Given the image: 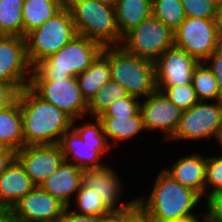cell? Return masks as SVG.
I'll return each mask as SVG.
<instances>
[{
    "label": "cell",
    "instance_id": "obj_23",
    "mask_svg": "<svg viewBox=\"0 0 222 222\" xmlns=\"http://www.w3.org/2000/svg\"><path fill=\"white\" fill-rule=\"evenodd\" d=\"M0 142L9 149L18 151L25 146L22 116L18 99L0 110Z\"/></svg>",
    "mask_w": 222,
    "mask_h": 222
},
{
    "label": "cell",
    "instance_id": "obj_1",
    "mask_svg": "<svg viewBox=\"0 0 222 222\" xmlns=\"http://www.w3.org/2000/svg\"><path fill=\"white\" fill-rule=\"evenodd\" d=\"M18 101L25 146L59 144L72 128L73 120L61 109L39 97L29 86L21 89Z\"/></svg>",
    "mask_w": 222,
    "mask_h": 222
},
{
    "label": "cell",
    "instance_id": "obj_41",
    "mask_svg": "<svg viewBox=\"0 0 222 222\" xmlns=\"http://www.w3.org/2000/svg\"><path fill=\"white\" fill-rule=\"evenodd\" d=\"M16 159V151L4 148L0 152V174Z\"/></svg>",
    "mask_w": 222,
    "mask_h": 222
},
{
    "label": "cell",
    "instance_id": "obj_6",
    "mask_svg": "<svg viewBox=\"0 0 222 222\" xmlns=\"http://www.w3.org/2000/svg\"><path fill=\"white\" fill-rule=\"evenodd\" d=\"M109 66L111 80L120 83L129 95L146 98L157 90L154 64L120 45L109 46Z\"/></svg>",
    "mask_w": 222,
    "mask_h": 222
},
{
    "label": "cell",
    "instance_id": "obj_29",
    "mask_svg": "<svg viewBox=\"0 0 222 222\" xmlns=\"http://www.w3.org/2000/svg\"><path fill=\"white\" fill-rule=\"evenodd\" d=\"M152 15L173 32L186 18L181 0H152Z\"/></svg>",
    "mask_w": 222,
    "mask_h": 222
},
{
    "label": "cell",
    "instance_id": "obj_20",
    "mask_svg": "<svg viewBox=\"0 0 222 222\" xmlns=\"http://www.w3.org/2000/svg\"><path fill=\"white\" fill-rule=\"evenodd\" d=\"M36 185L25 173L24 168L15 159L0 174V205L13 207Z\"/></svg>",
    "mask_w": 222,
    "mask_h": 222
},
{
    "label": "cell",
    "instance_id": "obj_21",
    "mask_svg": "<svg viewBox=\"0 0 222 222\" xmlns=\"http://www.w3.org/2000/svg\"><path fill=\"white\" fill-rule=\"evenodd\" d=\"M79 88L83 98L88 103L95 93L111 80L109 66V46L92 61L90 66L77 76Z\"/></svg>",
    "mask_w": 222,
    "mask_h": 222
},
{
    "label": "cell",
    "instance_id": "obj_45",
    "mask_svg": "<svg viewBox=\"0 0 222 222\" xmlns=\"http://www.w3.org/2000/svg\"><path fill=\"white\" fill-rule=\"evenodd\" d=\"M208 2H212L213 4H215L217 7H221L222 6V0H206Z\"/></svg>",
    "mask_w": 222,
    "mask_h": 222
},
{
    "label": "cell",
    "instance_id": "obj_25",
    "mask_svg": "<svg viewBox=\"0 0 222 222\" xmlns=\"http://www.w3.org/2000/svg\"><path fill=\"white\" fill-rule=\"evenodd\" d=\"M102 123L103 132L107 140L112 139L115 143L134 138L141 131H145L141 112L130 118L97 117Z\"/></svg>",
    "mask_w": 222,
    "mask_h": 222
},
{
    "label": "cell",
    "instance_id": "obj_36",
    "mask_svg": "<svg viewBox=\"0 0 222 222\" xmlns=\"http://www.w3.org/2000/svg\"><path fill=\"white\" fill-rule=\"evenodd\" d=\"M209 62V65L207 64ZM208 68L212 71L222 99V45H220L205 61ZM211 63V64H210Z\"/></svg>",
    "mask_w": 222,
    "mask_h": 222
},
{
    "label": "cell",
    "instance_id": "obj_38",
    "mask_svg": "<svg viewBox=\"0 0 222 222\" xmlns=\"http://www.w3.org/2000/svg\"><path fill=\"white\" fill-rule=\"evenodd\" d=\"M125 222H152L146 212L139 206L137 199L132 200V203L126 206V221Z\"/></svg>",
    "mask_w": 222,
    "mask_h": 222
},
{
    "label": "cell",
    "instance_id": "obj_15",
    "mask_svg": "<svg viewBox=\"0 0 222 222\" xmlns=\"http://www.w3.org/2000/svg\"><path fill=\"white\" fill-rule=\"evenodd\" d=\"M140 112L145 130H162L167 141L174 135L182 114V111L159 90L143 99Z\"/></svg>",
    "mask_w": 222,
    "mask_h": 222
},
{
    "label": "cell",
    "instance_id": "obj_11",
    "mask_svg": "<svg viewBox=\"0 0 222 222\" xmlns=\"http://www.w3.org/2000/svg\"><path fill=\"white\" fill-rule=\"evenodd\" d=\"M29 87L42 99L61 109L73 121L88 115L77 77L57 80H30Z\"/></svg>",
    "mask_w": 222,
    "mask_h": 222
},
{
    "label": "cell",
    "instance_id": "obj_43",
    "mask_svg": "<svg viewBox=\"0 0 222 222\" xmlns=\"http://www.w3.org/2000/svg\"><path fill=\"white\" fill-rule=\"evenodd\" d=\"M215 19H216V27H217L219 41L222 45V6L218 7Z\"/></svg>",
    "mask_w": 222,
    "mask_h": 222
},
{
    "label": "cell",
    "instance_id": "obj_13",
    "mask_svg": "<svg viewBox=\"0 0 222 222\" xmlns=\"http://www.w3.org/2000/svg\"><path fill=\"white\" fill-rule=\"evenodd\" d=\"M16 160L32 182L39 186L64 161L59 144L28 145L16 151Z\"/></svg>",
    "mask_w": 222,
    "mask_h": 222
},
{
    "label": "cell",
    "instance_id": "obj_10",
    "mask_svg": "<svg viewBox=\"0 0 222 222\" xmlns=\"http://www.w3.org/2000/svg\"><path fill=\"white\" fill-rule=\"evenodd\" d=\"M220 45L216 19L186 17L174 31V46L199 63L204 62Z\"/></svg>",
    "mask_w": 222,
    "mask_h": 222
},
{
    "label": "cell",
    "instance_id": "obj_17",
    "mask_svg": "<svg viewBox=\"0 0 222 222\" xmlns=\"http://www.w3.org/2000/svg\"><path fill=\"white\" fill-rule=\"evenodd\" d=\"M120 178L112 167L102 166L98 168L82 170V187L92 189L94 193L101 197L103 203L110 210H118L132 203L130 200L117 207L122 193ZM118 202V203H117Z\"/></svg>",
    "mask_w": 222,
    "mask_h": 222
},
{
    "label": "cell",
    "instance_id": "obj_19",
    "mask_svg": "<svg viewBox=\"0 0 222 222\" xmlns=\"http://www.w3.org/2000/svg\"><path fill=\"white\" fill-rule=\"evenodd\" d=\"M82 169L63 161L58 169L46 178L39 187L58 199L66 207L71 206V195L81 188Z\"/></svg>",
    "mask_w": 222,
    "mask_h": 222
},
{
    "label": "cell",
    "instance_id": "obj_47",
    "mask_svg": "<svg viewBox=\"0 0 222 222\" xmlns=\"http://www.w3.org/2000/svg\"><path fill=\"white\" fill-rule=\"evenodd\" d=\"M96 1L104 2V3H108V4H113V5L115 3V0H96Z\"/></svg>",
    "mask_w": 222,
    "mask_h": 222
},
{
    "label": "cell",
    "instance_id": "obj_3",
    "mask_svg": "<svg viewBox=\"0 0 222 222\" xmlns=\"http://www.w3.org/2000/svg\"><path fill=\"white\" fill-rule=\"evenodd\" d=\"M102 48L98 42L76 35L55 54L37 63L32 68L30 80L77 77L90 66Z\"/></svg>",
    "mask_w": 222,
    "mask_h": 222
},
{
    "label": "cell",
    "instance_id": "obj_35",
    "mask_svg": "<svg viewBox=\"0 0 222 222\" xmlns=\"http://www.w3.org/2000/svg\"><path fill=\"white\" fill-rule=\"evenodd\" d=\"M206 212L204 222H222V190L212 193L206 197Z\"/></svg>",
    "mask_w": 222,
    "mask_h": 222
},
{
    "label": "cell",
    "instance_id": "obj_46",
    "mask_svg": "<svg viewBox=\"0 0 222 222\" xmlns=\"http://www.w3.org/2000/svg\"><path fill=\"white\" fill-rule=\"evenodd\" d=\"M219 142L220 146L222 147V127H221V131H220V134L218 136V139L216 140ZM222 149V148H221Z\"/></svg>",
    "mask_w": 222,
    "mask_h": 222
},
{
    "label": "cell",
    "instance_id": "obj_18",
    "mask_svg": "<svg viewBox=\"0 0 222 222\" xmlns=\"http://www.w3.org/2000/svg\"><path fill=\"white\" fill-rule=\"evenodd\" d=\"M206 163L207 158L199 153L180 157L171 168L163 169L181 185L206 197Z\"/></svg>",
    "mask_w": 222,
    "mask_h": 222
},
{
    "label": "cell",
    "instance_id": "obj_37",
    "mask_svg": "<svg viewBox=\"0 0 222 222\" xmlns=\"http://www.w3.org/2000/svg\"><path fill=\"white\" fill-rule=\"evenodd\" d=\"M19 92L14 84L0 81V110L12 105L18 99Z\"/></svg>",
    "mask_w": 222,
    "mask_h": 222
},
{
    "label": "cell",
    "instance_id": "obj_7",
    "mask_svg": "<svg viewBox=\"0 0 222 222\" xmlns=\"http://www.w3.org/2000/svg\"><path fill=\"white\" fill-rule=\"evenodd\" d=\"M77 35L69 9L65 6L54 17L25 35L27 58L33 68L55 54Z\"/></svg>",
    "mask_w": 222,
    "mask_h": 222
},
{
    "label": "cell",
    "instance_id": "obj_24",
    "mask_svg": "<svg viewBox=\"0 0 222 222\" xmlns=\"http://www.w3.org/2000/svg\"><path fill=\"white\" fill-rule=\"evenodd\" d=\"M65 7V0H24L22 8L23 37L41 26Z\"/></svg>",
    "mask_w": 222,
    "mask_h": 222
},
{
    "label": "cell",
    "instance_id": "obj_9",
    "mask_svg": "<svg viewBox=\"0 0 222 222\" xmlns=\"http://www.w3.org/2000/svg\"><path fill=\"white\" fill-rule=\"evenodd\" d=\"M205 102L199 101L182 111L178 127L169 140L218 139L222 127V100Z\"/></svg>",
    "mask_w": 222,
    "mask_h": 222
},
{
    "label": "cell",
    "instance_id": "obj_22",
    "mask_svg": "<svg viewBox=\"0 0 222 222\" xmlns=\"http://www.w3.org/2000/svg\"><path fill=\"white\" fill-rule=\"evenodd\" d=\"M117 27L122 38L152 15V0H115Z\"/></svg>",
    "mask_w": 222,
    "mask_h": 222
},
{
    "label": "cell",
    "instance_id": "obj_32",
    "mask_svg": "<svg viewBox=\"0 0 222 222\" xmlns=\"http://www.w3.org/2000/svg\"><path fill=\"white\" fill-rule=\"evenodd\" d=\"M140 100L135 96L128 95L115 100L98 117L130 118L140 112Z\"/></svg>",
    "mask_w": 222,
    "mask_h": 222
},
{
    "label": "cell",
    "instance_id": "obj_33",
    "mask_svg": "<svg viewBox=\"0 0 222 222\" xmlns=\"http://www.w3.org/2000/svg\"><path fill=\"white\" fill-rule=\"evenodd\" d=\"M187 18L215 19L218 7L206 0H181Z\"/></svg>",
    "mask_w": 222,
    "mask_h": 222
},
{
    "label": "cell",
    "instance_id": "obj_26",
    "mask_svg": "<svg viewBox=\"0 0 222 222\" xmlns=\"http://www.w3.org/2000/svg\"><path fill=\"white\" fill-rule=\"evenodd\" d=\"M24 0H0V35L23 37Z\"/></svg>",
    "mask_w": 222,
    "mask_h": 222
},
{
    "label": "cell",
    "instance_id": "obj_4",
    "mask_svg": "<svg viewBox=\"0 0 222 222\" xmlns=\"http://www.w3.org/2000/svg\"><path fill=\"white\" fill-rule=\"evenodd\" d=\"M77 35L98 42L102 47L119 46L122 38L113 4L96 0H65Z\"/></svg>",
    "mask_w": 222,
    "mask_h": 222
},
{
    "label": "cell",
    "instance_id": "obj_16",
    "mask_svg": "<svg viewBox=\"0 0 222 222\" xmlns=\"http://www.w3.org/2000/svg\"><path fill=\"white\" fill-rule=\"evenodd\" d=\"M199 62L175 46L165 50L154 64L156 86H177L192 83L194 68Z\"/></svg>",
    "mask_w": 222,
    "mask_h": 222
},
{
    "label": "cell",
    "instance_id": "obj_12",
    "mask_svg": "<svg viewBox=\"0 0 222 222\" xmlns=\"http://www.w3.org/2000/svg\"><path fill=\"white\" fill-rule=\"evenodd\" d=\"M31 75L25 37L0 35V81L21 90L29 86Z\"/></svg>",
    "mask_w": 222,
    "mask_h": 222
},
{
    "label": "cell",
    "instance_id": "obj_40",
    "mask_svg": "<svg viewBox=\"0 0 222 222\" xmlns=\"http://www.w3.org/2000/svg\"><path fill=\"white\" fill-rule=\"evenodd\" d=\"M126 221V207L118 210H110L101 215L100 222H125Z\"/></svg>",
    "mask_w": 222,
    "mask_h": 222
},
{
    "label": "cell",
    "instance_id": "obj_34",
    "mask_svg": "<svg viewBox=\"0 0 222 222\" xmlns=\"http://www.w3.org/2000/svg\"><path fill=\"white\" fill-rule=\"evenodd\" d=\"M205 185L206 189L208 186L212 187V190L206 193V197L222 190V154L207 157Z\"/></svg>",
    "mask_w": 222,
    "mask_h": 222
},
{
    "label": "cell",
    "instance_id": "obj_31",
    "mask_svg": "<svg viewBox=\"0 0 222 222\" xmlns=\"http://www.w3.org/2000/svg\"><path fill=\"white\" fill-rule=\"evenodd\" d=\"M181 111H186L199 102L192 83L177 86H157Z\"/></svg>",
    "mask_w": 222,
    "mask_h": 222
},
{
    "label": "cell",
    "instance_id": "obj_14",
    "mask_svg": "<svg viewBox=\"0 0 222 222\" xmlns=\"http://www.w3.org/2000/svg\"><path fill=\"white\" fill-rule=\"evenodd\" d=\"M66 206L35 186L13 207L16 222H60Z\"/></svg>",
    "mask_w": 222,
    "mask_h": 222
},
{
    "label": "cell",
    "instance_id": "obj_28",
    "mask_svg": "<svg viewBox=\"0 0 222 222\" xmlns=\"http://www.w3.org/2000/svg\"><path fill=\"white\" fill-rule=\"evenodd\" d=\"M192 85L199 101L222 100L212 71L204 62L199 63L193 71ZM214 99V100H213Z\"/></svg>",
    "mask_w": 222,
    "mask_h": 222
},
{
    "label": "cell",
    "instance_id": "obj_39",
    "mask_svg": "<svg viewBox=\"0 0 222 222\" xmlns=\"http://www.w3.org/2000/svg\"><path fill=\"white\" fill-rule=\"evenodd\" d=\"M101 216H90L70 211L66 207L60 222H100Z\"/></svg>",
    "mask_w": 222,
    "mask_h": 222
},
{
    "label": "cell",
    "instance_id": "obj_42",
    "mask_svg": "<svg viewBox=\"0 0 222 222\" xmlns=\"http://www.w3.org/2000/svg\"><path fill=\"white\" fill-rule=\"evenodd\" d=\"M0 222H16L12 207L0 205Z\"/></svg>",
    "mask_w": 222,
    "mask_h": 222
},
{
    "label": "cell",
    "instance_id": "obj_2",
    "mask_svg": "<svg viewBox=\"0 0 222 222\" xmlns=\"http://www.w3.org/2000/svg\"><path fill=\"white\" fill-rule=\"evenodd\" d=\"M136 199L152 222L199 219L192 210L198 206L202 197L181 185L164 170L157 175L148 198L143 196Z\"/></svg>",
    "mask_w": 222,
    "mask_h": 222
},
{
    "label": "cell",
    "instance_id": "obj_5",
    "mask_svg": "<svg viewBox=\"0 0 222 222\" xmlns=\"http://www.w3.org/2000/svg\"><path fill=\"white\" fill-rule=\"evenodd\" d=\"M95 119V124L92 122L79 127L73 121V129L66 131L59 143L64 161L75 164L82 170L105 166L99 162L102 155L111 148L102 123L97 117Z\"/></svg>",
    "mask_w": 222,
    "mask_h": 222
},
{
    "label": "cell",
    "instance_id": "obj_48",
    "mask_svg": "<svg viewBox=\"0 0 222 222\" xmlns=\"http://www.w3.org/2000/svg\"><path fill=\"white\" fill-rule=\"evenodd\" d=\"M5 148V146L0 142V152Z\"/></svg>",
    "mask_w": 222,
    "mask_h": 222
},
{
    "label": "cell",
    "instance_id": "obj_44",
    "mask_svg": "<svg viewBox=\"0 0 222 222\" xmlns=\"http://www.w3.org/2000/svg\"><path fill=\"white\" fill-rule=\"evenodd\" d=\"M163 222H203V219H181V220H166Z\"/></svg>",
    "mask_w": 222,
    "mask_h": 222
},
{
    "label": "cell",
    "instance_id": "obj_27",
    "mask_svg": "<svg viewBox=\"0 0 222 222\" xmlns=\"http://www.w3.org/2000/svg\"><path fill=\"white\" fill-rule=\"evenodd\" d=\"M127 90L118 82L110 80L104 84L88 102L87 113L96 118L115 100L128 96Z\"/></svg>",
    "mask_w": 222,
    "mask_h": 222
},
{
    "label": "cell",
    "instance_id": "obj_8",
    "mask_svg": "<svg viewBox=\"0 0 222 222\" xmlns=\"http://www.w3.org/2000/svg\"><path fill=\"white\" fill-rule=\"evenodd\" d=\"M120 46L140 59L155 64L165 50L174 46V32L150 15L122 37Z\"/></svg>",
    "mask_w": 222,
    "mask_h": 222
},
{
    "label": "cell",
    "instance_id": "obj_30",
    "mask_svg": "<svg viewBox=\"0 0 222 222\" xmlns=\"http://www.w3.org/2000/svg\"><path fill=\"white\" fill-rule=\"evenodd\" d=\"M75 196L77 207L72 211L76 213L90 216H101L110 211V209L103 203L101 197L94 193L92 189L81 186Z\"/></svg>",
    "mask_w": 222,
    "mask_h": 222
}]
</instances>
